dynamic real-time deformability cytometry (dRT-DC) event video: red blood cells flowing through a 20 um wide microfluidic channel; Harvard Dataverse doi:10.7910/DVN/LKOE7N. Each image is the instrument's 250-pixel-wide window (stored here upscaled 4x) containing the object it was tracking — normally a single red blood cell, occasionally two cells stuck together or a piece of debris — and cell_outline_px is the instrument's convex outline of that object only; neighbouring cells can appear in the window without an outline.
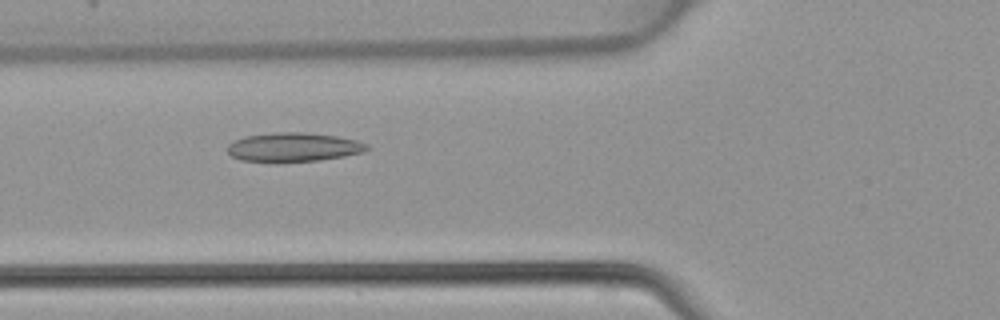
{"species": "common noctule bat (a hibernating species)", "species_latin": "Nyctalus noctula", "temperature_condition": "warm", "stored_images_in_passage": 46, "camera_frame_rate_fps": 3000, "um_per_image_px": 0.085, "animal": {"sex": "female", "body_mass_g": 22.7, "forearm_length_mm": 54.2}, "frame": {"image": 1, "passage_image": 17, "time_ms": 5.333, "image_size_px": [1000, 320], "cell_outline_px": [[372, 148], [364, 152], [344, 156], [320, 160], [276, 164], [240, 160], [232, 156], [228, 152], [228, 144], [232, 140], [244, 136], [276, 132], [304, 132], [336, 136], [356, 140], [368, 144]], "centroid_in_image_um": [24.92, 12.53], "position_along_channel_um": 100.9, "area_um2": 24.33}}
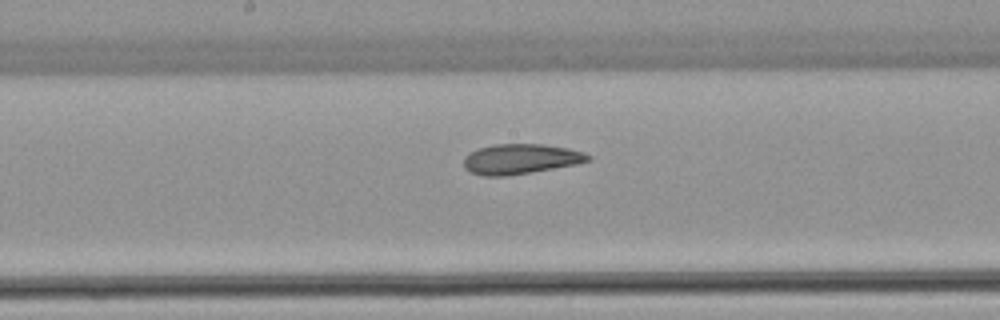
{"frame": {"image": 2, "passage_image": 24, "time_ms": 7.667, "image_size_px": [1000, 320], "cell_outline_px": [[592, 160], [576, 164], [532, 172], [504, 176], [484, 176], [468, 172], [464, 168], [464, 156], [476, 148], [496, 144], [544, 144], [568, 148], [584, 152], [592, 156]], "centroid_in_image_um": [44.24, 13.51], "position_along_channel_um": 204.0, "area_um2": 22.02}}
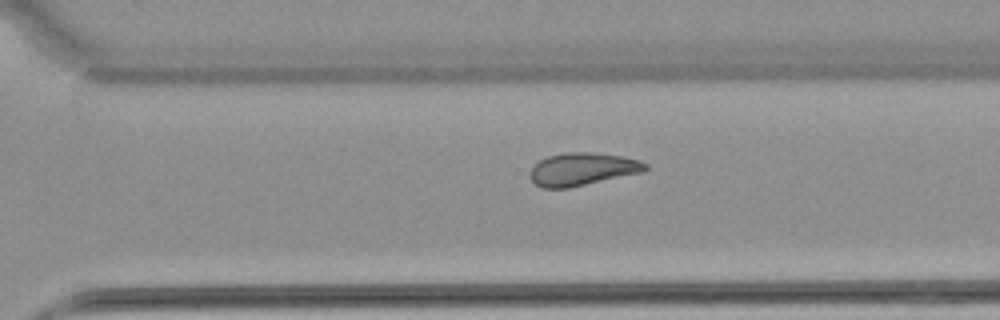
{"frame": {"image": 3, "passage_image": 32, "time_ms": 10.333, "image_size_px": [1000, 320], "cell_outline_px": [[648, 168], [644, 172], [568, 188], [540, 188], [528, 176], [532, 168], [540, 160], [548, 156], [568, 152], [588, 152], [620, 156], [640, 160], [648, 164]], "centroid_in_image_um": [49.51, 14.38], "position_along_channel_um": 321.1, "area_um2": 21.96}}